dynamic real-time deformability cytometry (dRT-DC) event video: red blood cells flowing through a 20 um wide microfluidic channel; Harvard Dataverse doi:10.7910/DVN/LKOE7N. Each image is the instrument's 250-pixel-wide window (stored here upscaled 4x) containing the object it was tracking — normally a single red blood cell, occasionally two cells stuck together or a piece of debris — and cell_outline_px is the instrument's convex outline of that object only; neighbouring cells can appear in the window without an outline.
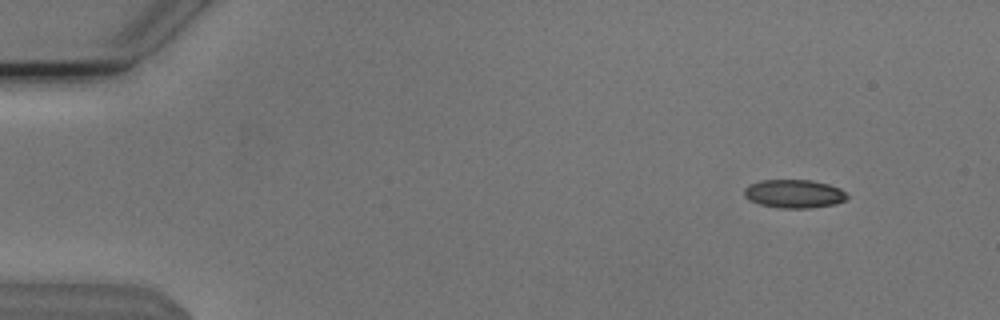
{"species": "Egyptian fruit bat (a non-hibernating species)", "species_latin": "Rousettus aegyptiacus", "temperature_condition": "cold", "stored_images_in_passage": 5, "camera_frame_rate_fps": 3000, "um_per_image_px": 0.085, "animal": {"sex": "male"}, "frame": {"image": 1, "passage_image": 2, "time_ms": 0.333, "image_size_px": [1000, 320], "cell_outline_px": [[848, 196], [844, 200], [836, 204], [808, 208], [780, 208], [760, 204], [748, 200], [744, 196], [744, 188], [748, 184], [760, 180], [812, 180], [828, 184], [840, 188]], "centroid_in_image_um": [67.46, 16.46], "position_along_channel_um": 17.5, "area_um2": 17.11}}